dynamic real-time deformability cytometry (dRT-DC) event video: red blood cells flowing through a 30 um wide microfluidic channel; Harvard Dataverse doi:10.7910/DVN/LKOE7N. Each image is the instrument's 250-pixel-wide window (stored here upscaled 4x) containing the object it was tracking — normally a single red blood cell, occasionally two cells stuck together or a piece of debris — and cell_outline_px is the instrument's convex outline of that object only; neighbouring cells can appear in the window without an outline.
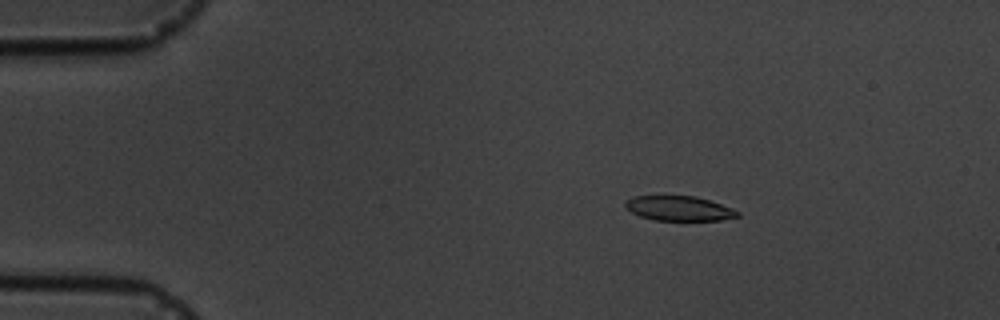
{"species": "common noctule bat (a hibernating species)", "species_latin": "Nyctalus noctula", "temperature_condition": "cold", "stored_images_in_passage": 4, "camera_frame_rate_fps": 3000, "um_per_image_px": 0.085, "animal": {"sex": "male", "body_mass_g": 19.5, "forearm_length_mm": 54.6}, "frame": {"image": 1, "passage_image": 3, "time_ms": 2.333, "image_size_px": [1000, 320], "cell_outline_px": [[740, 216], [720, 220], [656, 220], [640, 216], [624, 208], [624, 200], [632, 196], [696, 196], [732, 208], [740, 212]], "centroid_in_image_um": [57.68, 17.71], "position_along_channel_um": 27.3, "area_um2": 16.18}}